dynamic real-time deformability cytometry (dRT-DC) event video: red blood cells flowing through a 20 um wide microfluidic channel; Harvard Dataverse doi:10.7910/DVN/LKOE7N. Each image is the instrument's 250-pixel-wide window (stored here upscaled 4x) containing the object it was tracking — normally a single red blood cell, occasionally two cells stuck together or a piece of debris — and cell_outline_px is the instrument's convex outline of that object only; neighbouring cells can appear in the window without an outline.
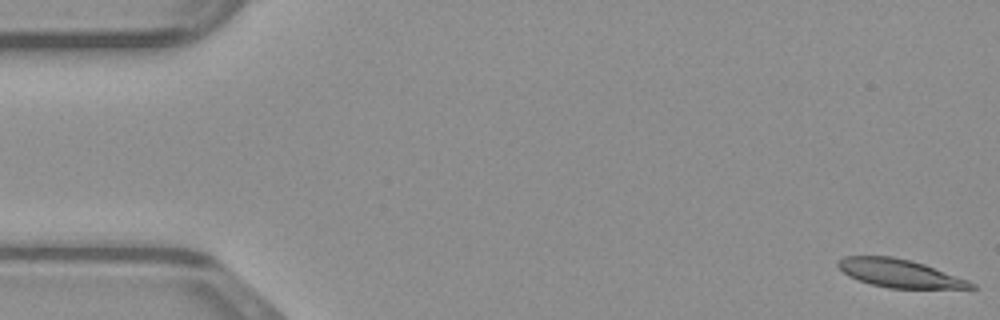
{"species": "common noctule bat (a hibernating species)", "species_latin": "Nyctalus noctula", "temperature_condition": "warm", "stored_images_in_passage": 49, "camera_frame_rate_fps": 3000, "um_per_image_px": 0.085, "animal": {"sex": "male", "body_mass_g": 23.1, "forearm_length_mm": 52.7}, "frame": {"image": 1, "passage_image": 1, "time_ms": 0.0, "image_size_px": [1000, 320], "cell_outline_px": [[976, 288], [888, 288], [872, 284], [848, 276], [836, 264], [844, 256], [892, 256], [912, 260], [924, 264], [968, 280], [976, 284]], "centroid_in_image_um": [76.47, 23.22], "position_along_channel_um": 8.5, "area_um2": 21.56}}
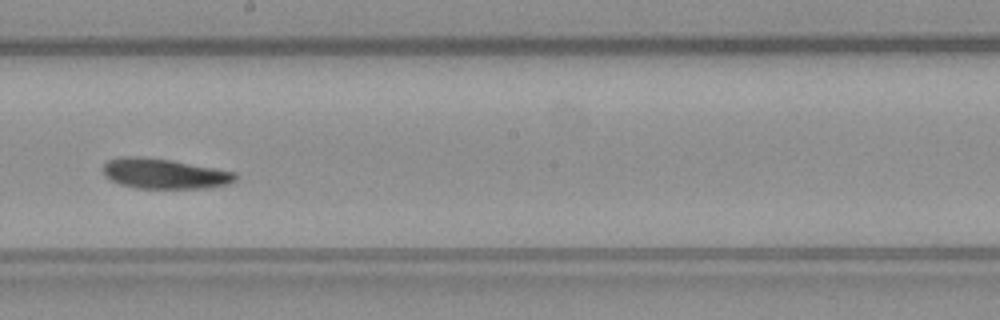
{"frame": {"image": 2, "passage_image": 27, "time_ms": 8.667, "image_size_px": [1000, 320], "cell_outline_px": [[236, 180], [228, 184], [208, 188], [136, 188], [120, 184], [104, 176], [104, 164], [108, 160], [116, 156], [140, 156], [172, 160], [216, 168], [236, 172]], "centroid_in_image_um": [13.96, 14.75], "position_along_channel_um": 234.2, "area_um2": 23.41}}
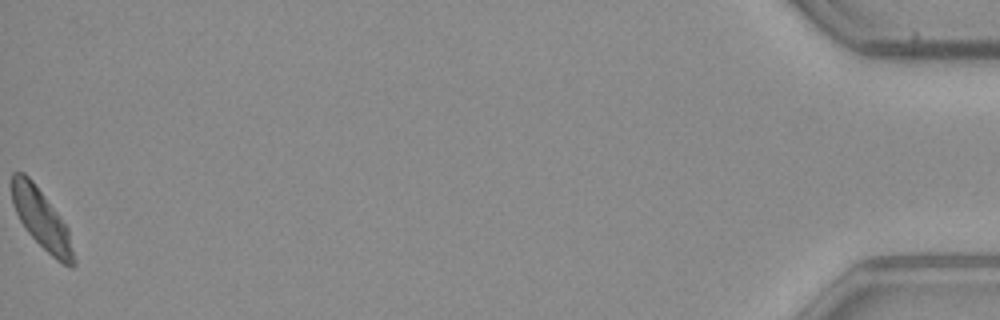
{"frame": {"image": 3, "passage_image": 49, "time_ms": 16.0, "image_size_px": [1000, 320], "cell_outline_px": [[76, 264], [72, 268], [56, 260], [24, 228], [12, 204], [12, 172], [24, 172], [32, 180], [68, 228], [76, 260]], "centroid_in_image_um": [3.54, 18.65], "position_along_channel_um": 431.7, "area_um2": 21.1}}